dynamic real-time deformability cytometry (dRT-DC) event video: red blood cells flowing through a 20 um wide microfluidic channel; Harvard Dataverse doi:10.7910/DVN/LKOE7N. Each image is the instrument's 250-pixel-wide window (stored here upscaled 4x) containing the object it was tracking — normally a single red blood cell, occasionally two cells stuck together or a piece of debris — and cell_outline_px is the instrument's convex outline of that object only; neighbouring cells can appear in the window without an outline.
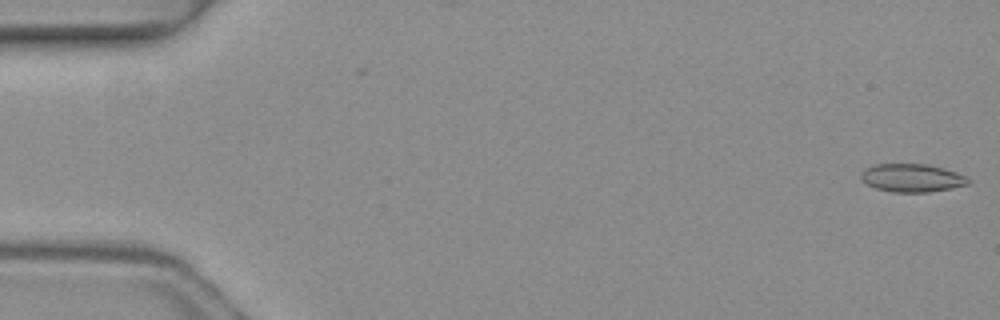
{"species": "common noctule bat (a hibernating species)", "species_latin": "Nyctalus noctula", "temperature_condition": "warm", "stored_images_in_passage": 6, "camera_frame_rate_fps": 3000, "um_per_image_px": 0.085, "animal": {"sex": "female", "body_mass_g": 19.3, "forearm_length_mm": 54.1}, "frame": {"image": 1, "passage_image": 1, "time_ms": 0.0, "image_size_px": [1000, 320], "cell_outline_px": [[972, 180], [968, 184], [928, 192], [892, 192], [876, 188], [868, 184], [860, 176], [860, 172], [864, 168], [872, 164], [928, 164], [956, 172]], "centroid_in_image_um": [77.48, 15.11], "position_along_channel_um": 7.5, "area_um2": 17.46}}
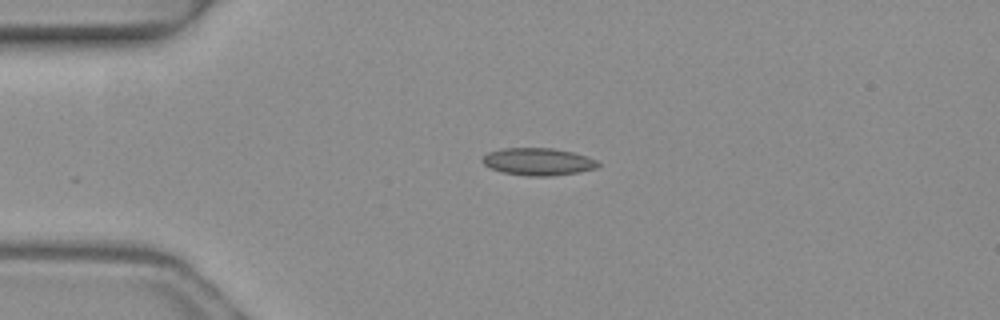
{"frame": {"image": 2, "passage_image": 3, "time_ms": 0.667, "image_size_px": [1000, 320], "cell_outline_px": [[600, 164], [596, 168], [576, 172], [552, 176], [528, 176], [504, 172], [492, 168], [484, 164], [480, 160], [488, 152], [504, 148], [552, 148], [572, 152], [588, 156], [596, 160]], "centroid_in_image_um": [45.74, 13.73], "position_along_channel_um": 39.3, "area_um2": 18.26}}
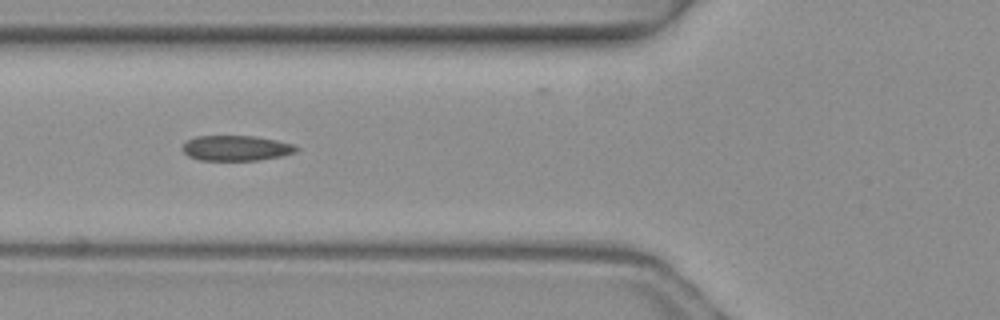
{"frame": {"image": 3, "passage_image": 5, "time_ms": 1.333, "image_size_px": [1000, 320], "cell_outline_px": [[300, 148], [296, 152], [280, 156], [260, 160], [196, 160], [188, 156], [180, 148], [188, 140], [196, 136], [252, 136], [276, 140], [292, 144]], "centroid_in_image_um": [20.05, 12.59], "position_along_channel_um": 105.8, "area_um2": 16.76}}